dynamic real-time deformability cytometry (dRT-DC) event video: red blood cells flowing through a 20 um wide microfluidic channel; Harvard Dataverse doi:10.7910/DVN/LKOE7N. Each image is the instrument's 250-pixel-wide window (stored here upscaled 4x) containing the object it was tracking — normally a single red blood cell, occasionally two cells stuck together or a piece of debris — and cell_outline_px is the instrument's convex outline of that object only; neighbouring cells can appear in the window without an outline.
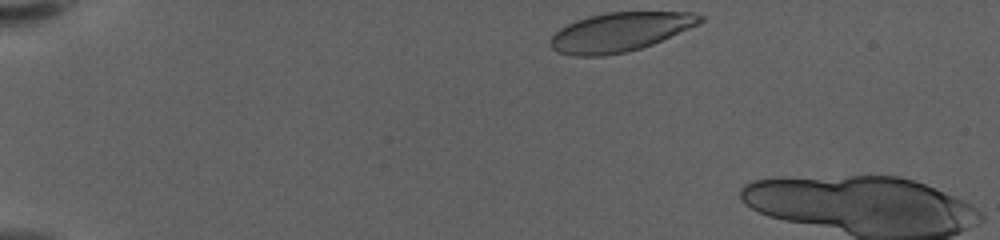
{"species": "human", "species_latin": "Homo sapiens", "temperature_condition": "warm", "stored_images_in_passage": 9, "camera_frame_rate_fps": 3000, "um_per_image_px": 0.085, "donor": {"sex": "female"}, "frame": {"image": 1, "passage_image": 1, "time_ms": 0.0, "image_size_px": [1000, 240], "cell_outline_px": [[704, 20], [688, 28], [652, 44], [628, 52], [604, 56], [576, 56], [556, 52], [548, 44], [552, 36], [560, 28], [576, 20], [588, 16], [604, 12], [692, 12], [704, 16]], "centroid_in_image_um": [52.64, 2.72], "position_along_channel_um": 32.4, "area_um2": 33.93}}